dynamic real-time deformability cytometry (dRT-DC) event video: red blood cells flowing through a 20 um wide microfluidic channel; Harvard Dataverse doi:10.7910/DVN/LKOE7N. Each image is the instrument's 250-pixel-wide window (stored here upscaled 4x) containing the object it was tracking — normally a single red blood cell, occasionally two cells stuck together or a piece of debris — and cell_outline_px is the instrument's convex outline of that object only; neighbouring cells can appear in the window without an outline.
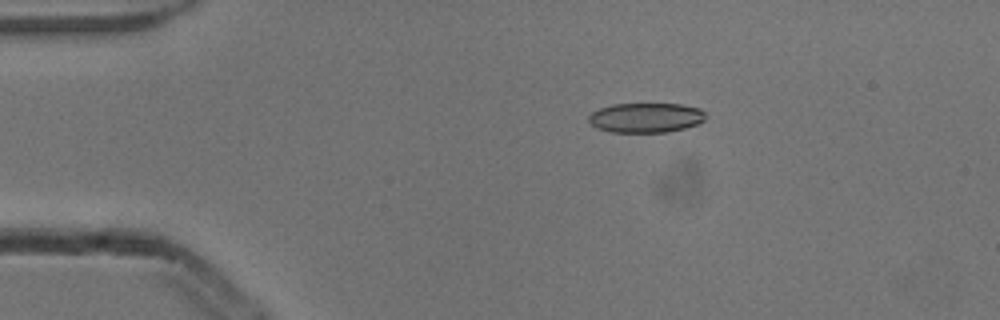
{"species": "common noctule bat (a hibernating species)", "species_latin": "Nyctalus noctula", "temperature_condition": "cold", "stored_images_in_passage": 4, "camera_frame_rate_fps": 3000, "um_per_image_px": 0.085, "animal": {"sex": "male", "body_mass_g": 13.3}, "frame": {"image": 1, "passage_image": 2, "time_ms": 0.333, "image_size_px": [1000, 320], "cell_outline_px": [[708, 116], [704, 120], [696, 124], [684, 128], [668, 132], [612, 132], [596, 128], [588, 120], [588, 116], [592, 112], [600, 108], [612, 104], [684, 104], [700, 108]], "centroid_in_image_um": [54.91, 10.0], "position_along_channel_um": 30.1, "area_um2": 20.35}}
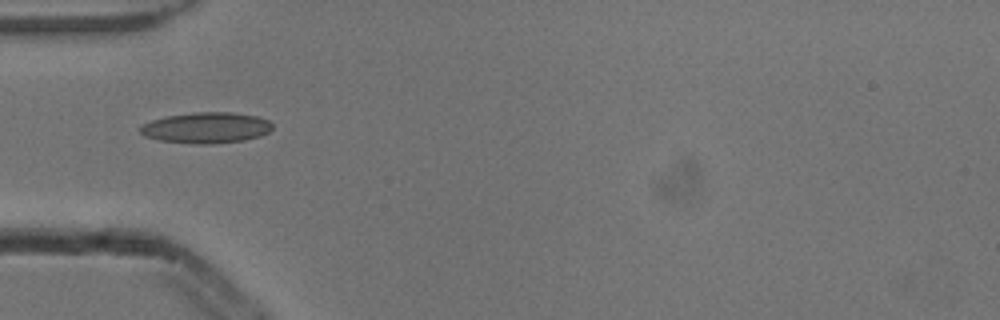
{"frame": {"image": 2, "passage_image": 4, "time_ms": 1.0, "image_size_px": [1000, 320], "cell_outline_px": [[272, 128], [268, 132], [260, 136], [244, 140], [212, 144], [196, 144], [160, 140], [144, 136], [140, 132], [140, 128], [144, 124], [152, 120], [168, 116], [192, 112], [232, 112], [256, 116], [268, 120], [272, 124]], "centroid_in_image_um": [17.54, 10.86], "position_along_channel_um": 67.5, "area_um2": 23.7}}